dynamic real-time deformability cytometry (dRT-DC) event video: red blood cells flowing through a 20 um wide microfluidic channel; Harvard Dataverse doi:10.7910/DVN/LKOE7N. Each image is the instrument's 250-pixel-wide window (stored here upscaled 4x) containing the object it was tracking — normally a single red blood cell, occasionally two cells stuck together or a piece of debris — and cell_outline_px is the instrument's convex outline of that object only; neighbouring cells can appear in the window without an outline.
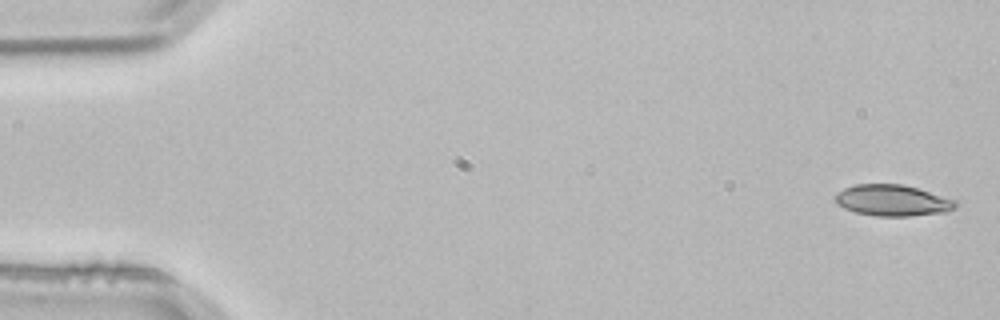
{"species": "common noctule bat (a hibernating species)", "species_latin": "Nyctalus noctula", "temperature_condition": "room temperature", "stored_images_in_passage": 4, "camera_frame_rate_fps": 3000, "um_per_image_px": 0.085, "animal": {"sex": "male", "body_mass_g": 21.5, "forearm_length_mm": 52.0}, "frame": {"image": 1, "passage_image": 1, "time_ms": 0.0, "image_size_px": [1000, 320], "cell_outline_px": [[960, 204], [956, 208], [944, 212], [908, 216], [876, 216], [856, 212], [844, 208], [836, 204], [836, 192], [844, 188], [856, 184], [900, 184], [916, 188], [956, 200]], "centroid_in_image_um": [75.86, 17.04], "position_along_channel_um": 9.1, "area_um2": 21.79}}
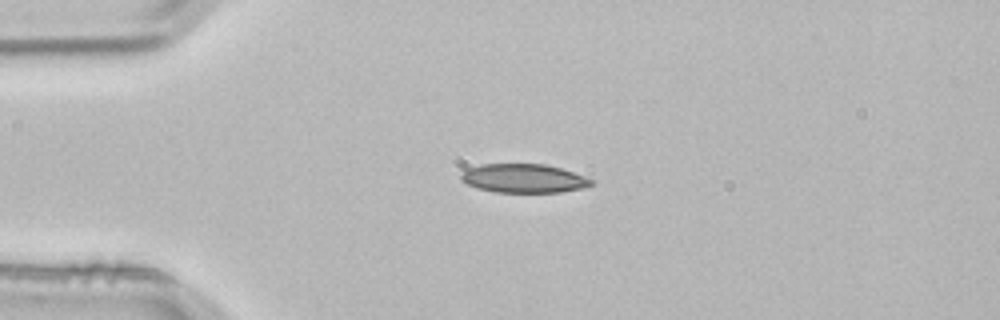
{"frame": {"image": 2, "passage_image": 3, "time_ms": 0.667, "image_size_px": [1000, 320], "cell_outline_px": [[592, 184], [584, 188], [560, 192], [496, 192], [476, 188], [460, 180], [460, 176], [468, 168], [480, 164], [544, 164], [560, 168], [584, 176], [592, 180]], "centroid_in_image_um": [44.49, 15.16], "position_along_channel_um": 40.5, "area_um2": 21.73}}
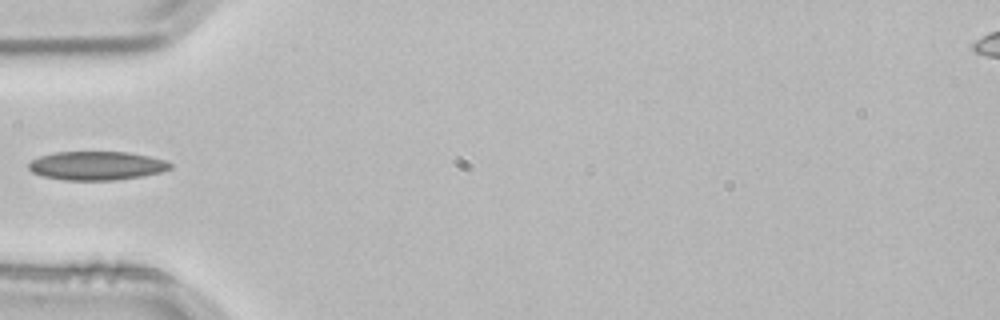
{"frame": {"image": 3, "passage_image": 4, "time_ms": 1.0, "image_size_px": [1000, 320], "cell_outline_px": [[172, 168], [160, 172], [140, 176], [116, 180], [64, 180], [44, 176], [32, 172], [28, 168], [28, 164], [32, 160], [40, 156], [56, 152], [128, 152], [148, 156], [164, 160], [172, 164]], "centroid_in_image_um": [8.21, 14.08], "position_along_channel_um": 76.8, "area_um2": 23.52}}